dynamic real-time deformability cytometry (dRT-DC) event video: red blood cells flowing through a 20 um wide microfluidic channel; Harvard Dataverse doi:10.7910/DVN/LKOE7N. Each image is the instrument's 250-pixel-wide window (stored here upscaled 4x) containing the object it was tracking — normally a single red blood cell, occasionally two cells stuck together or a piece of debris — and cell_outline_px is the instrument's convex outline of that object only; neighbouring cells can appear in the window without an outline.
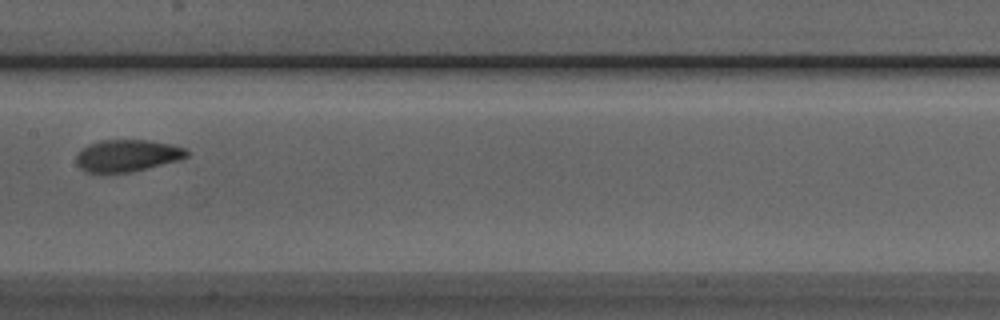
{"species": "Egyptian fruit bat (a non-hibernating species)", "species_latin": "Rousettus aegyptiacus", "temperature_condition": "room temperature", "stored_images_in_passage": 5, "camera_frame_rate_fps": 3000, "um_per_image_px": 0.085, "animal": {"sex": "male"}, "frame": {"image": 1, "passage_image": 4, "time_ms": 1.0, "image_size_px": [1000, 320], "cell_outline_px": [[188, 156], [180, 160], [132, 172], [100, 176], [84, 172], [76, 164], [76, 156], [80, 148], [88, 144], [100, 140], [148, 140], [172, 144], [184, 148], [188, 152]], "centroid_in_image_um": [10.73, 13.27], "position_along_channel_um": 196.7, "area_um2": 21.44}}
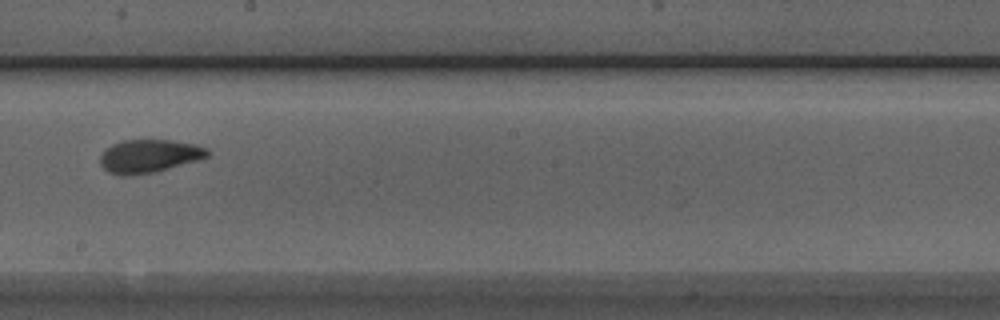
{"frame": {"image": 2, "passage_image": 5, "time_ms": 1.333, "image_size_px": [1000, 320], "cell_outline_px": [[208, 156], [200, 160], [156, 172], [128, 176], [120, 176], [108, 172], [100, 164], [100, 156], [104, 148], [112, 144], [124, 140], [172, 140], [196, 144], [208, 148]], "centroid_in_image_um": [12.67, 13.27], "position_along_channel_um": 235.5, "area_um2": 21.1}}